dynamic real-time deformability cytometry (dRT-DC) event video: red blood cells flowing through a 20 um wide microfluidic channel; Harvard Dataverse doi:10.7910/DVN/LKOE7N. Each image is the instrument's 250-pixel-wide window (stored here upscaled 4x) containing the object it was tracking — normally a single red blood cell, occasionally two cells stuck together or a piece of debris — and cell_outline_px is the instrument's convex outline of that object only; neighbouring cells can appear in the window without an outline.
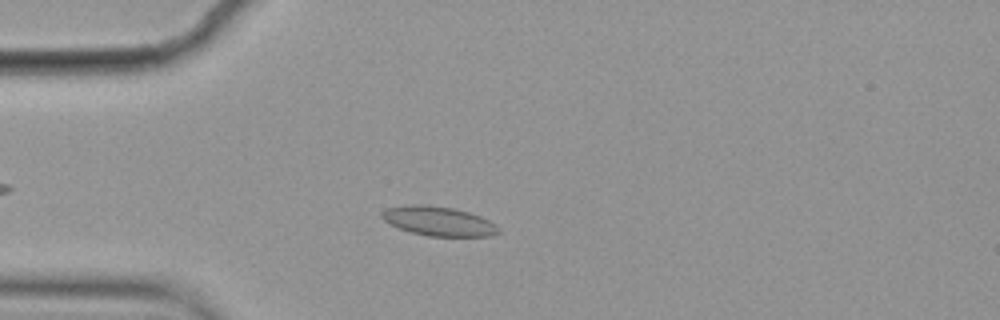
{"species": "common noctule bat (a hibernating species)", "species_latin": "Nyctalus noctula", "temperature_condition": "cold", "stored_images_in_passage": 51, "camera_frame_rate_fps": 3000, "um_per_image_px": 0.085, "animal": {"sex": "female", "body_mass_g": 19.9}, "frame": {"image": 1, "passage_image": 9, "time_ms": 2.667, "image_size_px": [1000, 320], "cell_outline_px": [[500, 232], [492, 236], [428, 236], [412, 232], [400, 228], [384, 220], [380, 216], [380, 212], [388, 208], [412, 204], [424, 204], [452, 208], [468, 212], [480, 216], [496, 224], [500, 228]], "centroid_in_image_um": [37.3, 18.8], "position_along_channel_um": 47.7, "area_um2": 19.83}}
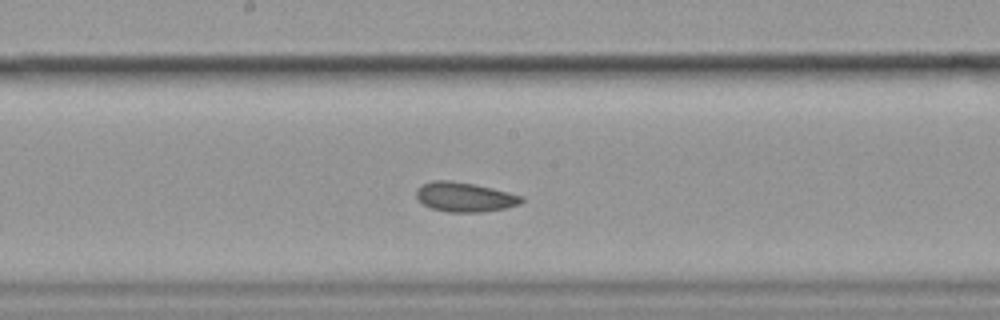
{"frame": {"image": 2, "passage_image": 24, "time_ms": 7.667, "image_size_px": [1000, 320], "cell_outline_px": [[524, 200], [520, 204], [504, 208], [484, 212], [448, 212], [432, 208], [424, 204], [416, 196], [416, 188], [424, 184], [436, 180], [448, 180], [472, 184], [492, 188], [524, 196]], "centroid_in_image_um": [39.52, 16.75], "position_along_channel_um": 208.7, "area_um2": 17.92}}
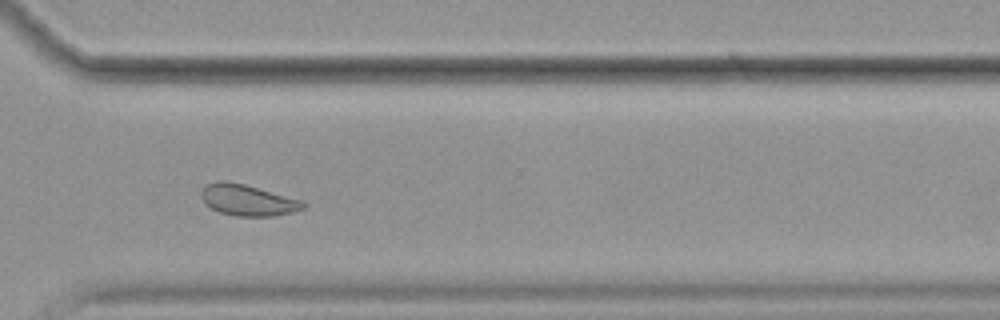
{"frame": {"image": 3, "passage_image": 36, "time_ms": 11.667, "image_size_px": [1000, 320], "cell_outline_px": [[308, 204], [304, 208], [292, 212], [272, 216], [236, 216], [220, 212], [204, 204], [200, 196], [200, 192], [208, 184], [216, 180], [228, 180], [244, 184], [304, 200]], "centroid_in_image_um": [21.06, 17.0], "position_along_channel_um": 349.5, "area_um2": 18.73}, "authors_computed_cell_mechanics": {"area_um2": 18.7272, "velocity_mm_per_s": 3.5168, "shape_relaxation_time_tau1_ms": null, "shape_relaxation_time_tau2_ms": 2.3166, "deformation_change_tau1": null, "deformation_change_tau2": 0.0599}}